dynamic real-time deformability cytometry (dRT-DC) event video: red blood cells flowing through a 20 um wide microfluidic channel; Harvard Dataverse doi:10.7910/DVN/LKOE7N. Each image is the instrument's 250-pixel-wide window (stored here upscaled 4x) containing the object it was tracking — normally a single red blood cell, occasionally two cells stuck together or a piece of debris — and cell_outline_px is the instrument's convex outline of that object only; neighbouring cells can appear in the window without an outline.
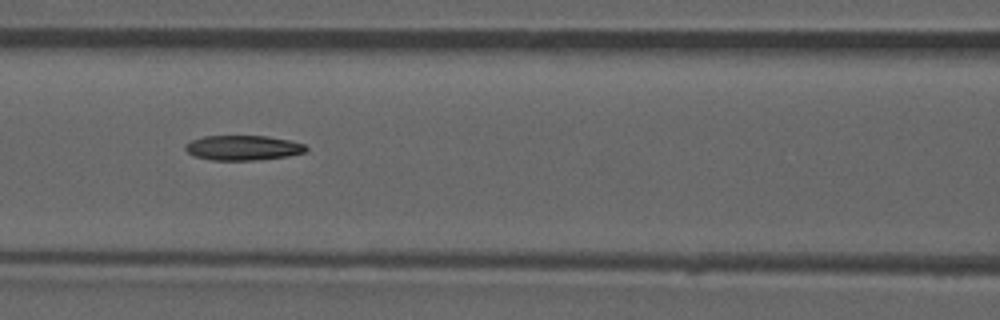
{"species": "common noctule bat (a hibernating species)", "species_latin": "Nyctalus noctula", "temperature_condition": "room temperature", "stored_images_in_passage": 52, "camera_frame_rate_fps": 3000, "um_per_image_px": 0.085, "animal": {"sex": "male", "forearm_length_mm": 52.5}, "frame": {"image": 1, "passage_image": 23, "time_ms": 7.333, "image_size_px": [1000, 320], "cell_outline_px": [[308, 148], [304, 152], [288, 156], [256, 160], [212, 160], [192, 156], [184, 148], [184, 144], [192, 140], [204, 136], [268, 136], [292, 140], [304, 144]], "centroid_in_image_um": [20.64, 12.56], "position_along_channel_um": 146.0, "area_um2": 17.63}}